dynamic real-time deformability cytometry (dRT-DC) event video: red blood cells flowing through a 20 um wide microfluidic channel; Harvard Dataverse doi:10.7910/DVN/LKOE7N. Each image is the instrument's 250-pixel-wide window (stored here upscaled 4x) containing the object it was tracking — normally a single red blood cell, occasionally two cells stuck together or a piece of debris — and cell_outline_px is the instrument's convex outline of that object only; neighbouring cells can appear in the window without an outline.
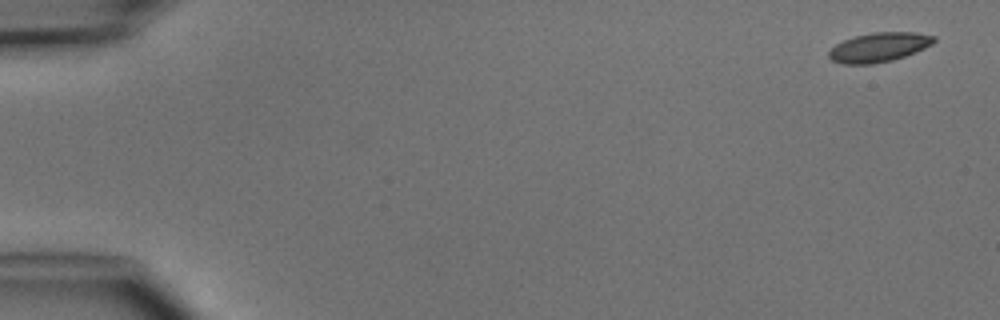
{"species": "common noctule bat (a hibernating species)", "species_latin": "Nyctalus noctula", "temperature_condition": "cold", "stored_images_in_passage": 4, "camera_frame_rate_fps": 3000, "um_per_image_px": 0.085, "animal": {"sex": "male", "body_mass_g": 15.6}, "frame": {"image": 1, "passage_image": 1, "time_ms": 0.0, "image_size_px": [1000, 320], "cell_outline_px": [[936, 40], [932, 44], [916, 52], [892, 60], [872, 64], [840, 64], [832, 60], [828, 56], [828, 52], [836, 44], [844, 40], [856, 36], [872, 32], [912, 32], [936, 36]], "centroid_in_image_um": [74.71, 4.02], "position_along_channel_um": 10.3, "area_um2": 17.92}}